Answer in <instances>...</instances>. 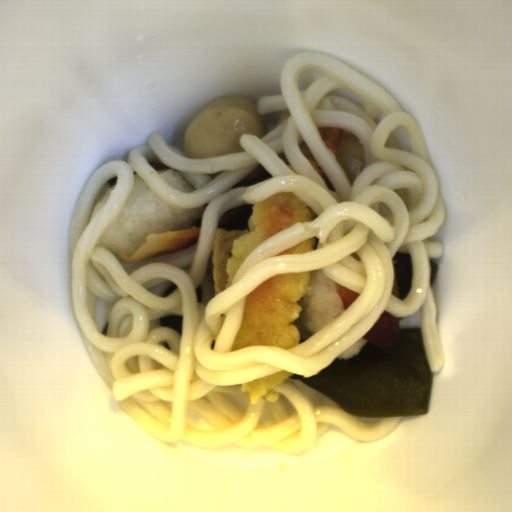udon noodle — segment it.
<instances>
[{
    "instance_id": "obj_1",
    "label": "udon noodle",
    "mask_w": 512,
    "mask_h": 512,
    "mask_svg": "<svg viewBox=\"0 0 512 512\" xmlns=\"http://www.w3.org/2000/svg\"><path fill=\"white\" fill-rule=\"evenodd\" d=\"M280 89L281 95L260 97L257 112L288 109L290 116L262 137L244 133L239 143L245 150L196 158L153 130L146 143L129 150L128 160H111L91 174L72 212L67 236L71 293L85 349L130 419L164 442L290 453L310 448L332 424L364 444L380 441L402 417L361 421L323 394L312 405L303 388L287 379L274 387L277 401L251 403L241 385L279 370L315 376L385 312L398 318L420 310L431 371L444 368L430 263L442 256L443 243L427 239L443 226L446 211L417 122L387 88L315 51L286 61ZM342 89L362 98L364 108L336 91ZM399 125L413 154L400 150L393 133ZM332 127L344 128L362 145L366 166L353 183L317 133ZM302 140L326 172L323 179L300 152ZM282 153L295 173L278 156ZM146 160L177 169L197 191L176 192ZM259 163L273 177L231 189ZM133 172L177 208L209 203L198 245L129 265L96 246L121 211ZM116 175L109 201L88 225L100 187ZM285 190L317 216L266 240L239 266L231 285L214 296L210 259L217 216ZM311 237H317L315 250L276 256ZM397 250L413 261V283L403 301L391 295ZM321 268L359 294L345 313L293 348L250 345L232 351L246 295L275 275ZM96 298L105 302L107 336H100L95 325ZM170 314L181 315L182 336L159 327L158 317ZM186 407L214 430L189 425Z\"/></svg>"
}]
</instances>
